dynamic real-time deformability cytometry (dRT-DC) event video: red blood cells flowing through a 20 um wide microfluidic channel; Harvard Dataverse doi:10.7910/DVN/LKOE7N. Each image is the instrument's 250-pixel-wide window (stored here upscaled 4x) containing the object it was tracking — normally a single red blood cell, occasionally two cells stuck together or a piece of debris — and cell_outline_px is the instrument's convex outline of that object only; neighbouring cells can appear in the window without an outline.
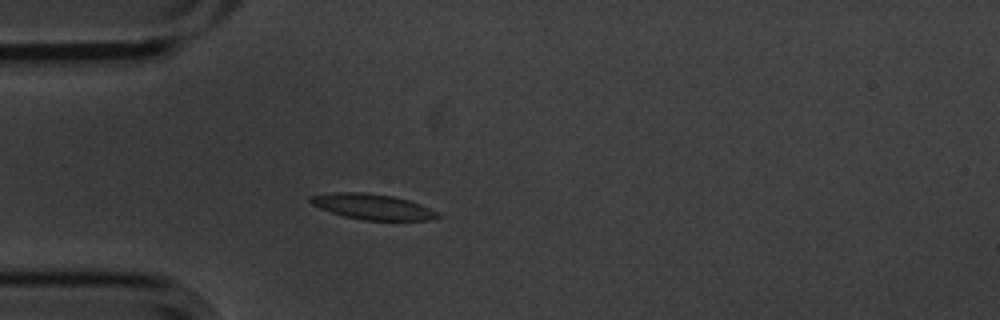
{"species": "common noctule bat (a hibernating species)", "species_latin": "Nyctalus noctula", "temperature_condition": "cold", "stored_images_in_passage": 3, "camera_frame_rate_fps": 3000, "um_per_image_px": 0.085, "animal": {"sex": "male", "body_mass_g": 20.1, "forearm_length_mm": 53.5}, "frame": {"image": 1, "passage_image": 3, "time_ms": 0.667, "image_size_px": [1000, 320], "cell_outline_px": [[440, 216], [428, 220], [364, 220], [344, 216], [320, 208], [312, 204], [308, 200], [312, 196], [332, 192], [360, 192], [392, 196], [408, 200], [420, 204], [440, 212]], "centroid_in_image_um": [31.68, 17.57], "position_along_channel_um": 53.3, "area_um2": 18.73}}